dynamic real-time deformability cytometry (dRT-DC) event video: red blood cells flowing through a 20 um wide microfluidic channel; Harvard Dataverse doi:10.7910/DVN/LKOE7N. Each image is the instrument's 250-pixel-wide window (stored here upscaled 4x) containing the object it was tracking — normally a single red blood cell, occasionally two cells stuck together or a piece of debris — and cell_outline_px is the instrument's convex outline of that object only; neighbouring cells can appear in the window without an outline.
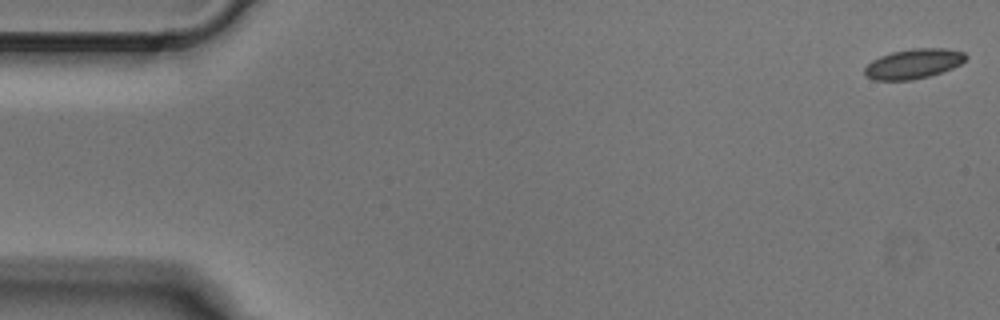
{"species": "Egyptian fruit bat (a non-hibernating species)", "species_latin": "Rousettus aegyptiacus", "temperature_condition": "cold", "stored_images_in_passage": 6, "camera_frame_rate_fps": 3000, "um_per_image_px": 0.085, "animal": {"sex": "male"}, "frame": {"image": 1, "passage_image": 1, "time_ms": 0.0, "image_size_px": [1000, 320], "cell_outline_px": [[968, 56], [960, 64], [952, 68], [928, 76], [912, 80], [876, 80], [868, 76], [864, 72], [864, 68], [872, 60], [880, 56], [892, 52], [912, 48], [948, 48], [964, 52]], "centroid_in_image_um": [77.66, 5.4], "position_along_channel_um": 7.3, "area_um2": 17.46}}
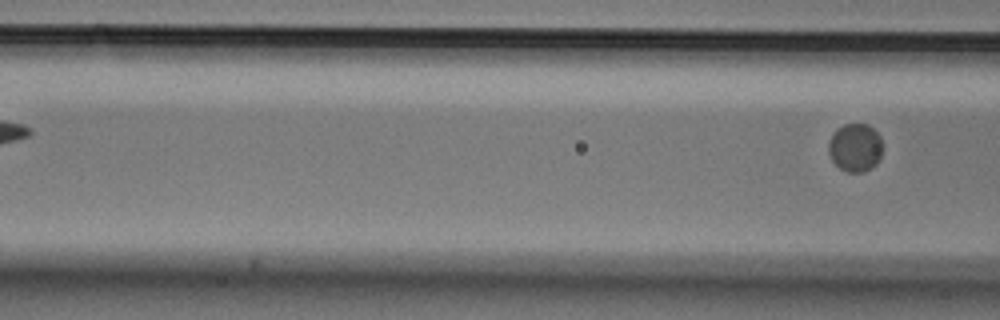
{"frame": {"image": 2, "passage_image": 6, "time_ms": 1.667, "image_size_px": [1000, 320], "cell_outline_px": [[884, 148], [880, 160], [872, 168], [864, 172], [848, 172], [840, 168], [832, 160], [828, 152], [828, 144], [836, 128], [844, 124], [868, 124], [880, 136], [884, 144]], "centroid_in_image_um": [72.73, 12.55], "position_along_channel_um": 93.9, "area_um2": 15.49}}